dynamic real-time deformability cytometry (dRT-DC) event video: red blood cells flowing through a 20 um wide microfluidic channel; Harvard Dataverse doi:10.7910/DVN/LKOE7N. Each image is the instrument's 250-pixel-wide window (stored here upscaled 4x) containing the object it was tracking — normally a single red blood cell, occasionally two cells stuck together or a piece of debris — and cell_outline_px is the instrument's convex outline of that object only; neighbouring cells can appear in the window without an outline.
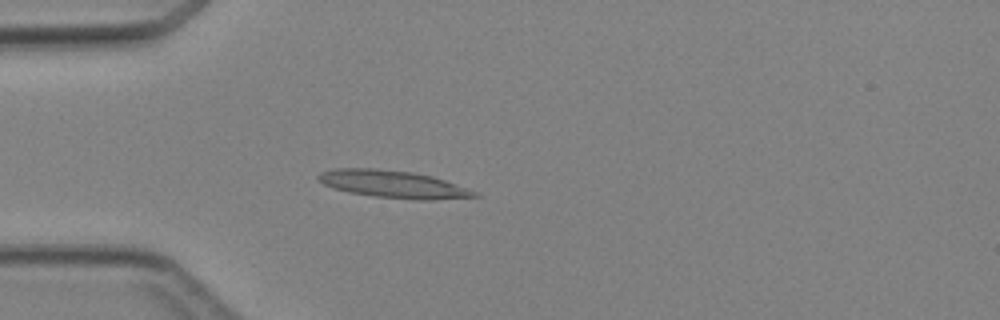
{"species": "Egyptian fruit bat (a non-hibernating species)", "species_latin": "Rousettus aegyptiacus", "temperature_condition": "cold", "stored_images_in_passage": 5, "camera_frame_rate_fps": 3000, "um_per_image_px": 0.085, "animal": {"sex": "female"}, "frame": {"image": 1, "passage_image": 4, "time_ms": 4.333, "image_size_px": [1000, 320], "cell_outline_px": [[480, 196], [432, 200], [416, 200], [376, 196], [348, 192], [332, 188], [316, 180], [316, 176], [320, 172], [332, 168], [376, 168], [412, 172], [432, 176], [468, 188], [476, 192]], "centroid_in_image_um": [33.36, 15.65], "position_along_channel_um": 51.6, "area_um2": 25.03}}